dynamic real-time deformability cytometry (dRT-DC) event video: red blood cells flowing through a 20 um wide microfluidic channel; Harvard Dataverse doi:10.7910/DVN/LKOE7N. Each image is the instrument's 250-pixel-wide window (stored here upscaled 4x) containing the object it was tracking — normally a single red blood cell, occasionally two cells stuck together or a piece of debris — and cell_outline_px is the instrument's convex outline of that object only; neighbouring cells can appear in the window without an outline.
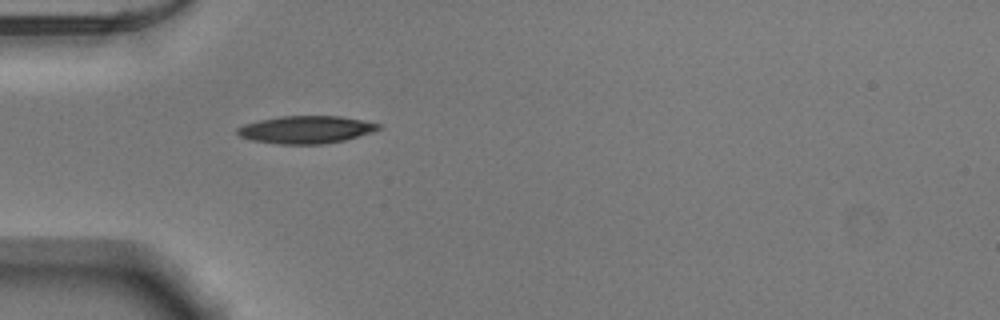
{"species": "Egyptian fruit bat (a non-hibernating species)", "species_latin": "Rousettus aegyptiacus", "temperature_condition": "warm", "stored_images_in_passage": 37, "camera_frame_rate_fps": 3000, "um_per_image_px": 0.085, "animal": {"sex": "male"}, "frame": {"image": 1, "passage_image": 1, "time_ms": 0.0, "image_size_px": [1000, 320], "cell_outline_px": [[380, 128], [372, 132], [344, 140], [324, 144], [280, 144], [252, 140], [240, 136], [236, 132], [236, 128], [244, 124], [260, 120], [280, 116], [340, 116], [380, 124]], "centroid_in_image_um": [25.98, 11.02], "position_along_channel_um": 59.0, "area_um2": 22.48}}
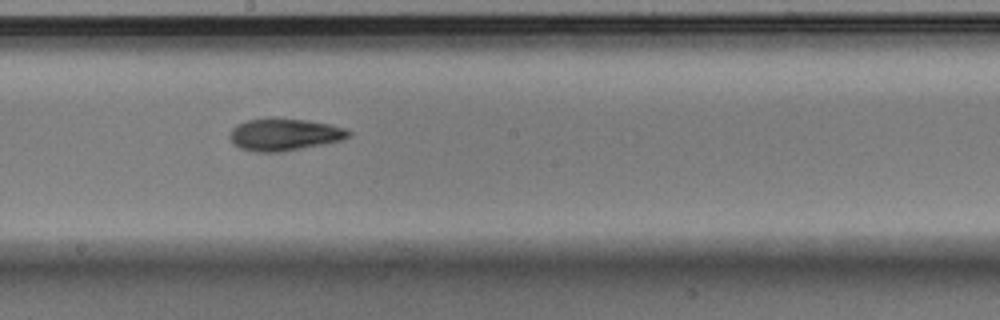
{"frame": {"image": 2, "passage_image": 14, "time_ms": 4.333, "image_size_px": [1000, 320], "cell_outline_px": [[352, 136], [340, 140], [324, 144], [280, 152], [256, 152], [240, 148], [232, 144], [228, 136], [232, 128], [236, 124], [244, 120], [264, 116], [272, 116], [308, 120], [328, 124], [344, 128], [352, 132]], "centroid_in_image_um": [24.1, 11.4], "position_along_channel_um": 224.1, "area_um2": 22.95}}
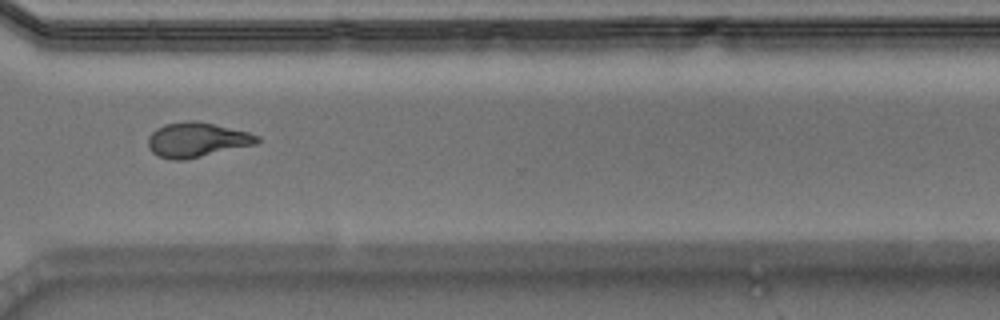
{"frame": {"image": 3, "passage_image": 24, "time_ms": 7.667, "image_size_px": [1000, 320], "cell_outline_px": [[260, 140], [256, 144], [184, 160], [176, 160], [156, 156], [148, 148], [148, 136], [156, 128], [164, 124], [188, 120], [196, 120], [248, 132], [260, 136]], "centroid_in_image_um": [16.7, 11.88], "position_along_channel_um": 353.9, "area_um2": 22.08}, "authors_computed_cell_mechanics": {"area_um2": 21.6172, "velocity_mm_per_s": 3.8958, "shape_relaxation_time_tau1_ms": null, "shape_relaxation_time_tau2_ms": 3.6992, "deformation_change_tau1": null, "deformation_change_tau2": 0.1128}}